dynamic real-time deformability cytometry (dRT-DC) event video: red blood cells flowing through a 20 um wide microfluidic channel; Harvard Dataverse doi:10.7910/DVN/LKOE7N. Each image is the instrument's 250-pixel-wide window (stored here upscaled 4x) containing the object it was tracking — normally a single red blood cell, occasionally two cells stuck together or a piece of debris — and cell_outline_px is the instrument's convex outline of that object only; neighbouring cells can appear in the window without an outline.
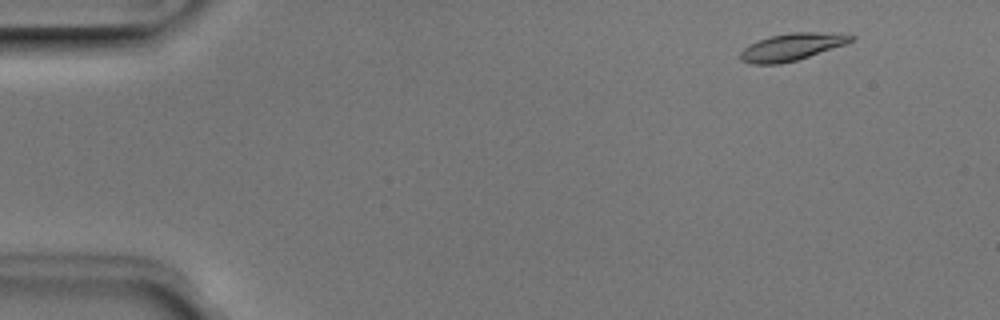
{"species": "Egyptian fruit bat (a non-hibernating species)", "species_latin": "Rousettus aegyptiacus", "temperature_condition": "room temperature", "stored_images_in_passage": 50, "camera_frame_rate_fps": 3000, "um_per_image_px": 0.085, "animal": {"sex": "male"}, "frame": {"image": 1, "passage_image": 4, "time_ms": 1.0, "image_size_px": [1000, 320], "cell_outline_px": [[856, 36], [852, 40], [844, 44], [796, 60], [780, 64], [752, 64], [740, 60], [740, 52], [748, 44], [772, 36], [792, 32], [816, 32]], "centroid_in_image_um": [67.22, 4.0], "position_along_channel_um": 17.8, "area_um2": 17.05}}
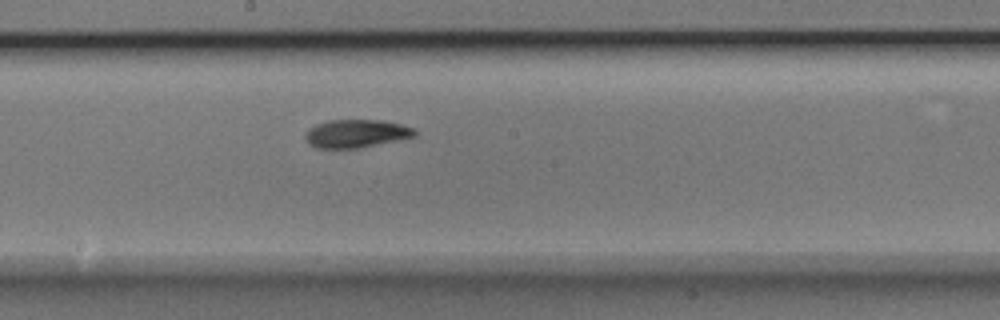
{"frame": {"image": 2, "passage_image": 27, "time_ms": 8.667, "image_size_px": [1000, 320], "cell_outline_px": [[416, 136], [400, 140], [360, 148], [316, 148], [308, 144], [304, 140], [304, 136], [308, 128], [316, 124], [328, 120], [380, 120], [400, 124], [416, 128]], "centroid_in_image_um": [30.26, 11.36], "position_along_channel_um": 217.9, "area_um2": 18.21}}
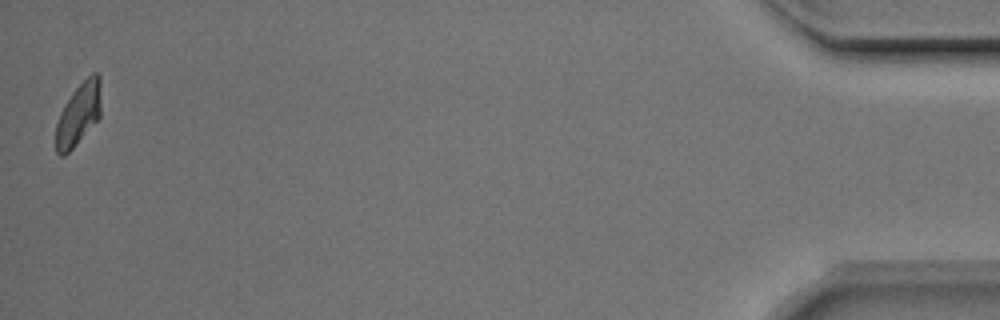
{"frame": {"image": 3, "passage_image": 50, "time_ms": 16.333, "image_size_px": [1000, 320], "cell_outline_px": [[100, 116], [72, 148], [64, 156], [60, 156], [56, 152], [56, 124], [60, 112], [64, 104], [72, 92], [92, 72], [96, 72], [100, 76]], "centroid_in_image_um": [6.66, 9.68], "position_along_channel_um": 428.5, "area_um2": 16.18}, "authors_computed_cell_mechanics": {"area_um2": 17.4845, "velocity_mm_per_s": 3.9551, "shape_relaxation_time_tau1_ms": 3.9808, "shape_relaxation_time_tau2_ms": 3.9243, "deformation_change_tau1": 0.1517, "deformation_change_tau2": 0.0631}}